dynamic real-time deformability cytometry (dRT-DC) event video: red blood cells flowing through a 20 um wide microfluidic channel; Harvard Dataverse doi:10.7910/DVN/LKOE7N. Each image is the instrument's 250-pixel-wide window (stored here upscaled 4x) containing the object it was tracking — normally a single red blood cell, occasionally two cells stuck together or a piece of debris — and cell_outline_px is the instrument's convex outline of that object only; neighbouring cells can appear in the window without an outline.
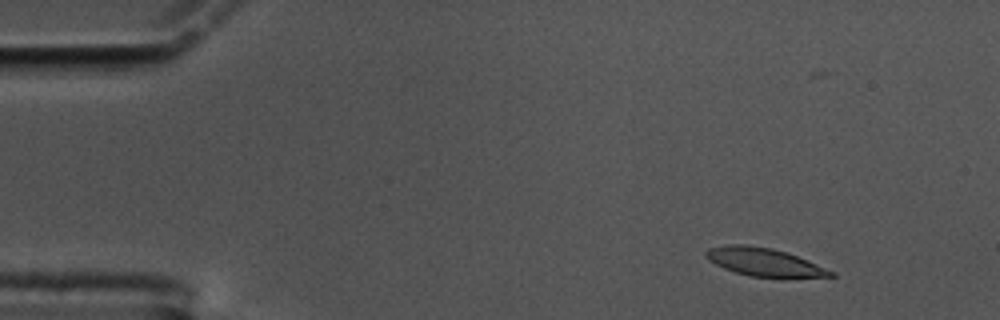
{"species": "common noctule bat (a hibernating species)", "species_latin": "Nyctalus noctula", "temperature_condition": "cold", "stored_images_in_passage": 53, "camera_frame_rate_fps": 3000, "um_per_image_px": 0.085, "animal": {"sex": "male", "body_mass_g": 17.5, "forearm_length_mm": 52.3}, "frame": {"image": 1, "passage_image": 1, "time_ms": 0.0, "image_size_px": [1000, 320], "cell_outline_px": [[836, 276], [784, 280], [780, 280], [748, 276], [724, 268], [708, 260], [704, 256], [704, 252], [708, 248], [728, 244], [748, 244], [772, 248], [788, 252], [808, 260], [836, 272]], "centroid_in_image_um": [65.03, 22.32], "position_along_channel_um": 20.0, "area_um2": 21.56}}
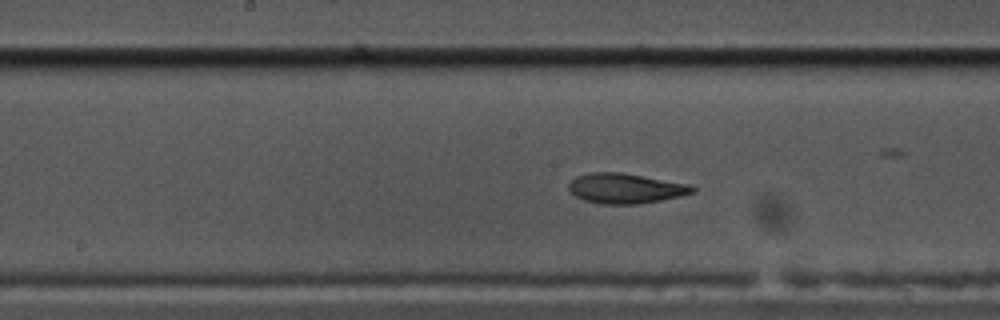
{"frame": {"image": 2, "passage_image": 24, "time_ms": 7.667, "image_size_px": [1000, 320], "cell_outline_px": [[696, 192], [680, 196], [660, 200], [636, 204], [600, 204], [584, 200], [568, 192], [568, 184], [576, 176], [592, 172], [620, 172], [692, 184], [696, 188]], "centroid_in_image_um": [53.17, 16.01], "position_along_channel_um": 195.0, "area_um2": 21.85}}
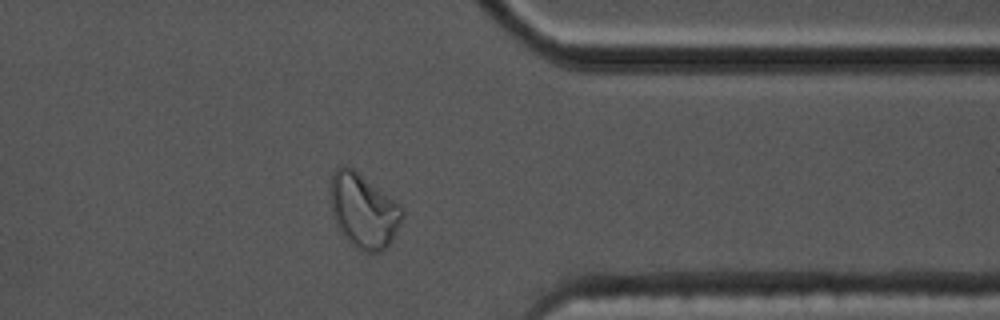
{"frame": {"image": 3, "passage_image": 41, "time_ms": 13.333, "image_size_px": [1000, 320], "cell_outline_px": [[404, 216], [392, 240], [380, 252], [360, 252], [344, 236], [336, 224], [332, 216], [328, 196], [328, 192], [332, 172], [336, 168], [344, 164], [352, 168], [400, 204], [404, 208]], "centroid_in_image_um": [30.86, 17.9], "position_along_channel_um": 380.5, "area_um2": 31.5}, "authors_computed_cell_mechanics": {"area_um2": 21.675, "velocity_mm_per_s": 3.4243, "shape_relaxation_time_tau1_ms": 7.9637, "shape_relaxation_time_tau2_ms": 1.4003, "deformation_change_tau1": 0.2301, "deformation_change_tau2": 0.072}}